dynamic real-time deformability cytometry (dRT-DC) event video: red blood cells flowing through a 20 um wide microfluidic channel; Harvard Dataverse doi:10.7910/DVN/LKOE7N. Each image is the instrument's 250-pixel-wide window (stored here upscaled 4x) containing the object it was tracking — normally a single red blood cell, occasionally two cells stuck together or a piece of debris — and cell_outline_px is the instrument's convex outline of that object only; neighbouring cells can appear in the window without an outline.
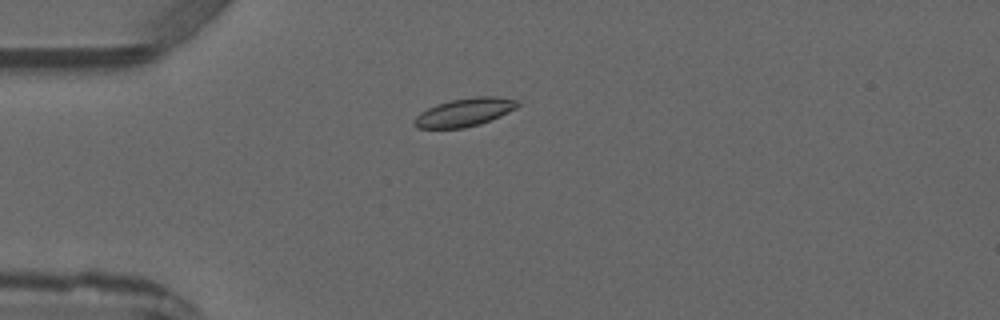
{"species": "common noctule bat (a hibernating species)", "species_latin": "Nyctalus noctula", "temperature_condition": "warm", "stored_images_in_passage": 1, "camera_frame_rate_fps": 3000, "um_per_image_px": 0.085, "animal": {"sex": "male", "forearm_length_mm": 52.5}, "frame": {"image": 1, "passage_image": 1, "time_ms": 0.0, "image_size_px": [1000, 320], "cell_outline_px": [[520, 104], [516, 108], [500, 116], [480, 124], [464, 128], [416, 128], [412, 124], [412, 120], [420, 112], [436, 104], [452, 100], [476, 96], [500, 96], [520, 100]], "centroid_in_image_um": [39.49, 9.54], "position_along_channel_um": 45.5, "area_um2": 17.17}}